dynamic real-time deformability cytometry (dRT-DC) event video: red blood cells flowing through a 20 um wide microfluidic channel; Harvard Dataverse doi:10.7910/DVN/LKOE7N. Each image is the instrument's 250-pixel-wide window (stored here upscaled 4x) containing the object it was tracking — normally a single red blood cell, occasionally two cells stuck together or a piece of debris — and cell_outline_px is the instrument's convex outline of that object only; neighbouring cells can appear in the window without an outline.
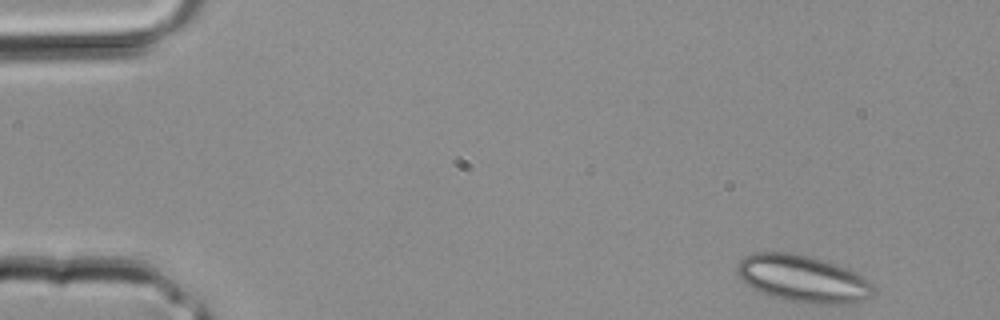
{"species": "common noctule bat (a hibernating species)", "species_latin": "Nyctalus noctula", "temperature_condition": "room temperature", "stored_images_in_passage": 3, "camera_frame_rate_fps": 3000, "um_per_image_px": 0.085, "animal": {"sex": "male", "body_mass_g": 20.4}, "frame": {"image": 1, "passage_image": 1, "time_ms": 0.0, "image_size_px": [1000, 320], "cell_outline_px": [[872, 296], [856, 300], [836, 304], [820, 304], [784, 300], [772, 296], [748, 284], [736, 272], [736, 264], [744, 256], [752, 252], [792, 252], [812, 256], [848, 268], [864, 276], [872, 284]], "centroid_in_image_um": [68.22, 23.65], "position_along_channel_um": 16.8, "area_um2": 36.99}}